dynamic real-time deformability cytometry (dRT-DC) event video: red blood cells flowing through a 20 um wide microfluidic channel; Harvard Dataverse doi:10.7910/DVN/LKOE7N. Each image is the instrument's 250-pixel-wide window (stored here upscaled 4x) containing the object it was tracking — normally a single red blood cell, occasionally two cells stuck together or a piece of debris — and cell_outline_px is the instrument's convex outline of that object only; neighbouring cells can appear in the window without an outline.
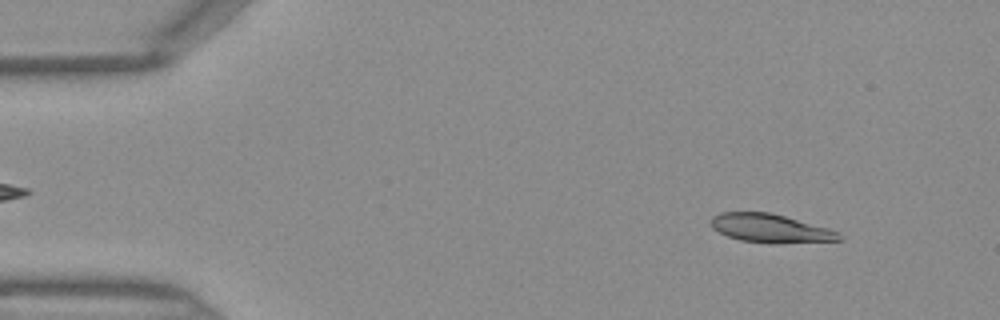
{"species": "Egyptian fruit bat (a non-hibernating species)", "species_latin": "Rousettus aegyptiacus", "temperature_condition": "warm", "stored_images_in_passage": 45, "camera_frame_rate_fps": 3000, "um_per_image_px": 0.085, "frame": {"image": 1, "passage_image": 4, "time_ms": 1.0, "image_size_px": [1000, 320], "cell_outline_px": [[844, 240], [780, 244], [772, 244], [740, 240], [728, 236], [712, 228], [712, 216], [720, 212], [768, 212], [784, 216], [828, 228], [840, 232]], "centroid_in_image_um": [65.53, 19.42], "position_along_channel_um": 19.5, "area_um2": 21.44}}
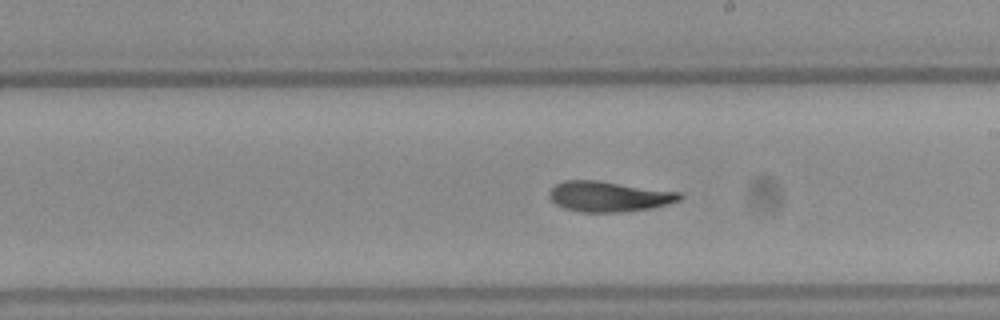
{"frame": {"image": 2, "passage_image": 25, "time_ms": 8.0, "image_size_px": [1000, 320], "cell_outline_px": [[684, 196], [680, 200], [668, 204], [652, 208], [616, 212], [584, 212], [564, 208], [556, 204], [548, 196], [548, 192], [556, 184], [564, 180], [600, 180], [680, 192]], "centroid_in_image_um": [51.76, 16.69], "position_along_channel_um": 237.2, "area_um2": 23.18}}
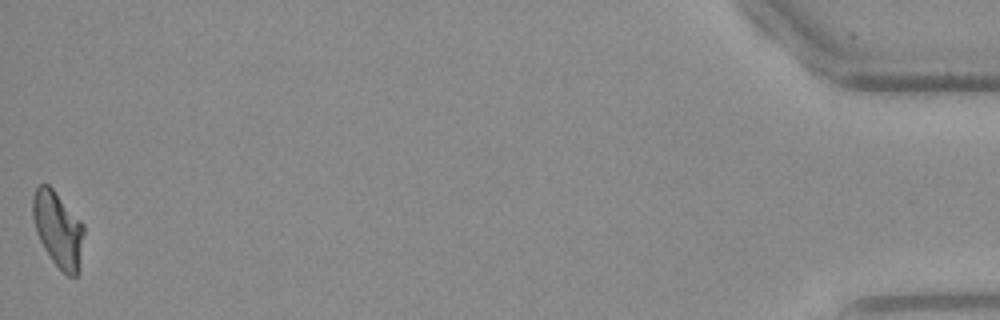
{"frame": {"image": 3, "passage_image": 45, "time_ms": 14.667, "image_size_px": [1000, 320], "cell_outline_px": [[84, 232], [76, 276], [68, 276], [52, 260], [44, 248], [36, 232], [32, 216], [32, 196], [36, 188], [40, 184], [48, 184], [52, 188], [84, 224]], "centroid_in_image_um": [4.9, 19.44], "position_along_channel_um": 430.3, "area_um2": 22.08}}